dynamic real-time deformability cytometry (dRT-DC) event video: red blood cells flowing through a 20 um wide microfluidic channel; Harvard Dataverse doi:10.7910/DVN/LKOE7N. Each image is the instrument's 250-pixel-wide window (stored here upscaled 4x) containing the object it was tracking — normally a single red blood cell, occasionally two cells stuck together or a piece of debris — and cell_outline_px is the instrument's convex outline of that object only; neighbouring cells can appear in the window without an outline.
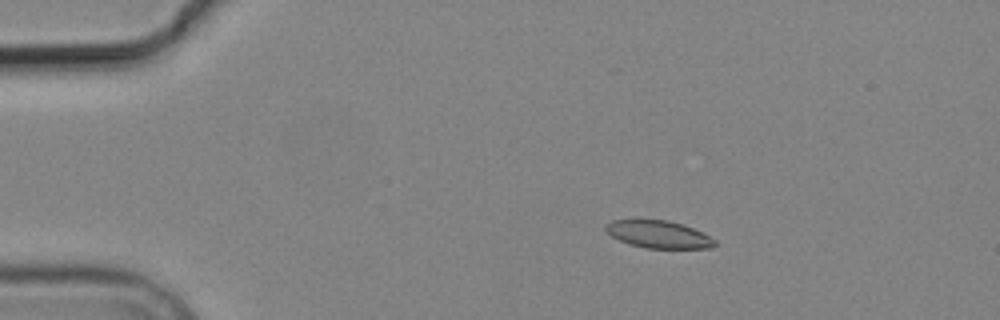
{"species": "common noctule bat (a hibernating species)", "species_latin": "Nyctalus noctula", "temperature_condition": "cold", "stored_images_in_passage": 4, "camera_frame_rate_fps": 3000, "um_per_image_px": 0.085, "animal": {"sex": "male", "body_mass_g": 19.2, "forearm_length_mm": 51.8}, "frame": {"image": 1, "passage_image": 2, "time_ms": 2.0, "image_size_px": [1000, 320], "cell_outline_px": [[716, 244], [712, 248], [644, 248], [628, 244], [612, 236], [604, 228], [604, 224], [612, 220], [668, 220], [692, 228], [716, 240]], "centroid_in_image_um": [55.94, 19.93], "position_along_channel_um": 29.1, "area_um2": 17.28}}